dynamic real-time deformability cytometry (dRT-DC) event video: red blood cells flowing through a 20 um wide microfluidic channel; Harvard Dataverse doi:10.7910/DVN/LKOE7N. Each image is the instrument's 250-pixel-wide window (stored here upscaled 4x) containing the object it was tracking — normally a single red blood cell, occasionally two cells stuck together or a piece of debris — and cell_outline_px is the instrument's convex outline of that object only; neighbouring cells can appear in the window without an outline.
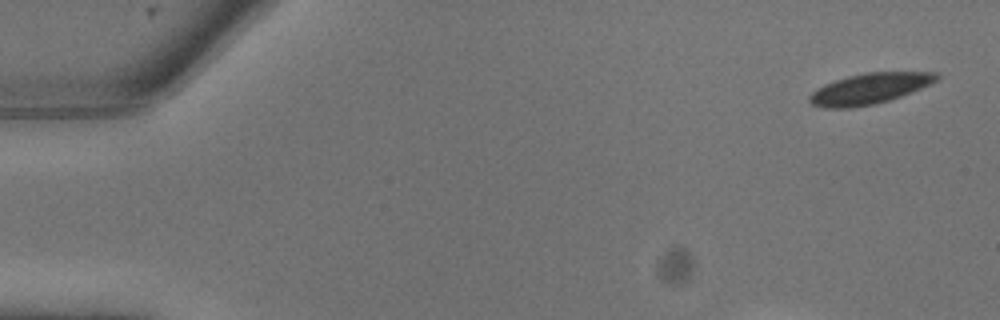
{"species": "common noctule bat (a hibernating species)", "species_latin": "Nyctalus noctula", "temperature_condition": "warm", "stored_images_in_passage": 16, "camera_frame_rate_fps": 3000, "um_per_image_px": 0.085, "animal": {"sex": "male", "body_mass_g": 13.3}, "frame": {"image": 1, "passage_image": 1, "time_ms": 0.0, "image_size_px": [1000, 320], "cell_outline_px": [[940, 76], [936, 80], [912, 92], [876, 104], [852, 108], [824, 108], [812, 104], [808, 100], [808, 96], [816, 88], [824, 84], [848, 76], [868, 72], [936, 72]], "centroid_in_image_um": [73.86, 7.54], "position_along_channel_um": 11.1, "area_um2": 22.66}}